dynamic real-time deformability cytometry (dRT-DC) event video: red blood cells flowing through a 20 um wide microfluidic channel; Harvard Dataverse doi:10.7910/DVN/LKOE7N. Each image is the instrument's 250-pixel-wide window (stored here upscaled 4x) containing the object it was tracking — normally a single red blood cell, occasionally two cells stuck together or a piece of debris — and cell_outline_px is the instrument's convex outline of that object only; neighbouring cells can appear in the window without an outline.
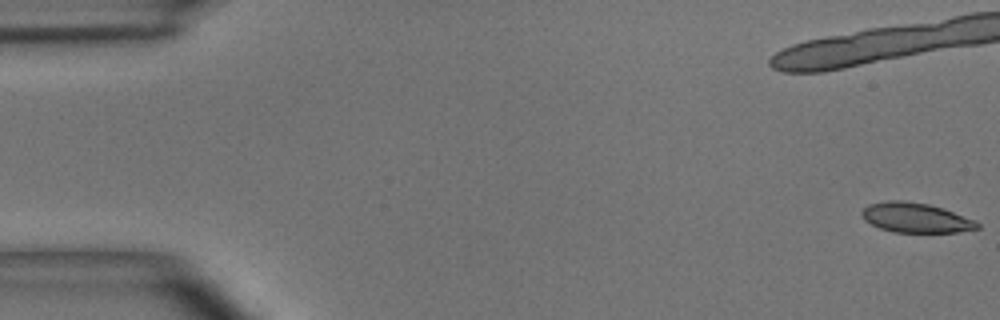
{"species": "common noctule bat (a hibernating species)", "species_latin": "Nyctalus noctula", "temperature_condition": "room temperature", "stored_images_in_passage": 10, "camera_frame_rate_fps": 3000, "um_per_image_px": 0.085, "animal": {"sex": "male", "body_mass_g": 15.6}, "frame": {"image": 1, "passage_image": 1, "time_ms": 0.0, "image_size_px": [1000, 320], "cell_outline_px": [[980, 228], [956, 232], [892, 232], [880, 228], [864, 220], [860, 212], [868, 204], [888, 200], [900, 200], [928, 204], [944, 208], [976, 220], [980, 224]], "centroid_in_image_um": [77.84, 18.5], "position_along_channel_um": 7.2, "area_um2": 20.11}}